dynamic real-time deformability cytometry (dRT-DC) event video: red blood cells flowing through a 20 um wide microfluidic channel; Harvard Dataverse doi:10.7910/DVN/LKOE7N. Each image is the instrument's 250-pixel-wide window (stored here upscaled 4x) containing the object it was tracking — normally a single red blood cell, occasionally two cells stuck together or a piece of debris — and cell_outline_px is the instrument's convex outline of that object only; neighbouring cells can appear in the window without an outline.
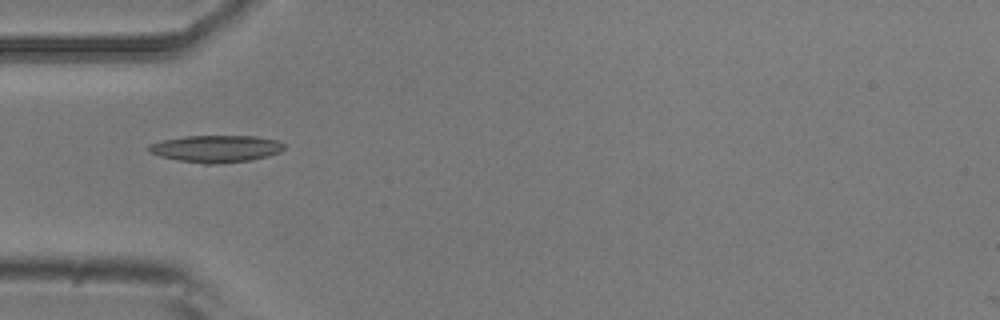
{"species": "common noctule bat (a hibernating species)", "species_latin": "Nyctalus noctula", "temperature_condition": "room temperature", "stored_images_in_passage": 3, "camera_frame_rate_fps": 3000, "um_per_image_px": 0.085, "animal": {"sex": "male", "body_mass_g": 20.5, "forearm_length_mm": 52.5}, "frame": {"image": 1, "passage_image": 1, "time_ms": 0.0, "image_size_px": [1000, 320], "cell_outline_px": [[284, 148], [280, 152], [268, 156], [252, 160], [212, 164], [204, 164], [180, 160], [160, 156], [148, 152], [148, 144], [164, 140], [184, 136], [256, 136], [276, 140], [284, 144]], "centroid_in_image_um": [18.36, 12.64], "position_along_channel_um": 66.6, "area_um2": 21.27}}
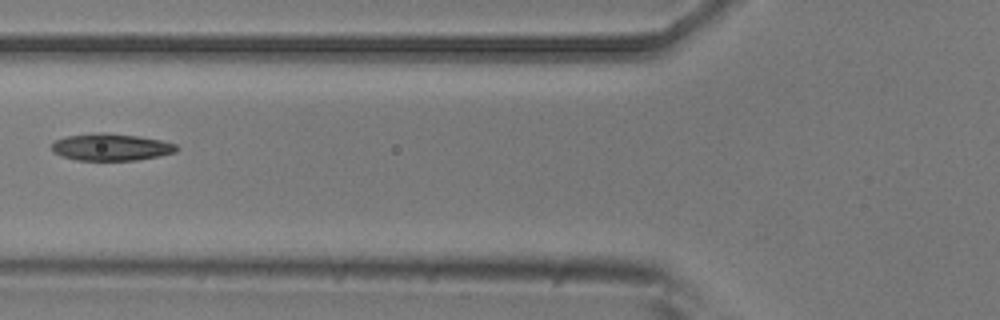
{"frame": {"image": 2, "passage_image": 2, "time_ms": 1.333, "image_size_px": [1000, 320], "cell_outline_px": [[180, 148], [176, 152], [160, 156], [136, 160], [76, 160], [60, 156], [52, 152], [52, 144], [56, 140], [64, 136], [100, 132], [104, 132], [136, 136], [160, 140], [176, 144]], "centroid_in_image_um": [9.43, 12.5], "position_along_channel_um": 116.4, "area_um2": 19.77}}
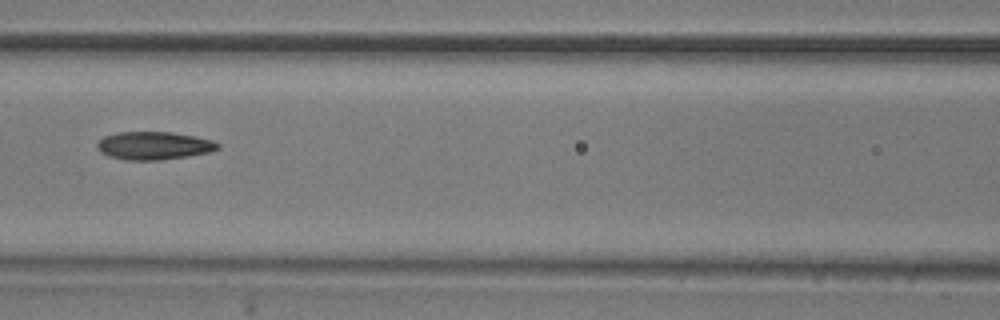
{"frame": {"image": 3, "passage_image": 3, "time_ms": 2.333, "image_size_px": [1000, 320], "cell_outline_px": [[220, 148], [212, 152], [188, 156], [160, 160], [124, 160], [108, 156], [100, 152], [96, 148], [96, 144], [104, 136], [116, 132], [172, 132], [196, 136], [212, 140], [220, 144]], "centroid_in_image_um": [13.08, 12.38], "position_along_channel_um": 153.5, "area_um2": 19.94}}